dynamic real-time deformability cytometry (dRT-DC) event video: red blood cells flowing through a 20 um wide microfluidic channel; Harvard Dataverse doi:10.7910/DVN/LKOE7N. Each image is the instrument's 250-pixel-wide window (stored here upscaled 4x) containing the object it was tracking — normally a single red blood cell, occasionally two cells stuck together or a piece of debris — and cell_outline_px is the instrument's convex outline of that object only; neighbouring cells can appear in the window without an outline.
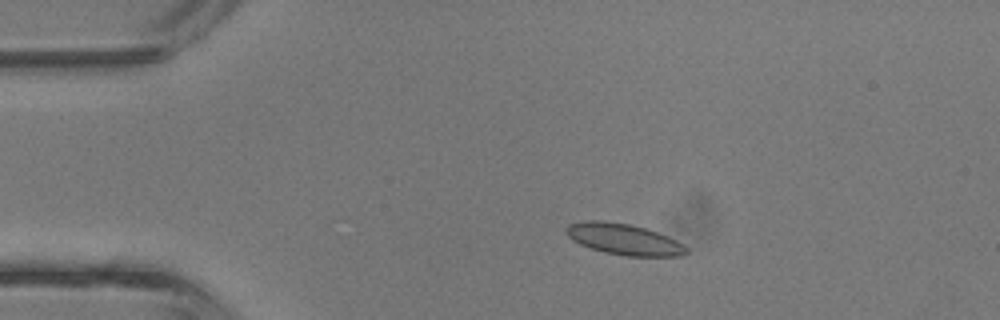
{"species": "common noctule bat (a hibernating species)", "species_latin": "Nyctalus noctula", "temperature_condition": "room temperature", "stored_images_in_passage": 42, "camera_frame_rate_fps": 3000, "um_per_image_px": 0.085, "animal": {"sex": "male", "body_mass_g": 13.3}, "frame": {"image": 1, "passage_image": 8, "time_ms": 2.333, "image_size_px": [1000, 320], "cell_outline_px": [[688, 252], [680, 256], [624, 256], [604, 252], [580, 244], [572, 240], [564, 232], [568, 224], [584, 220], [604, 220], [628, 224], [644, 228], [668, 236], [684, 244], [688, 248]], "centroid_in_image_um": [53.01, 20.33], "position_along_channel_um": 32.0, "area_um2": 21.85}}
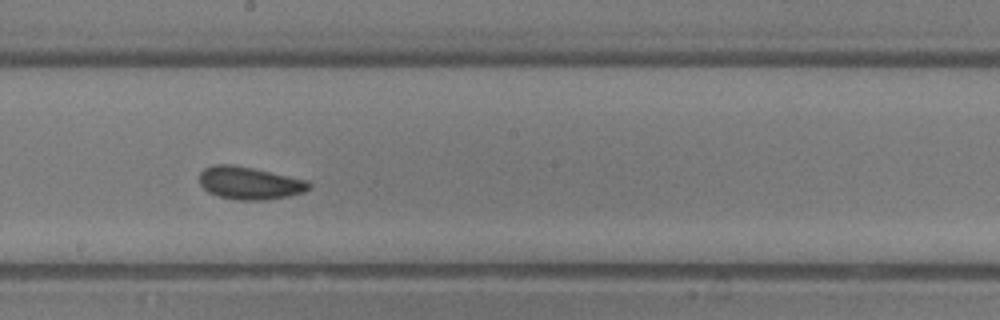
{"frame": {"image": 2, "passage_image": 23, "time_ms": 7.333, "image_size_px": [1000, 320], "cell_outline_px": [[312, 188], [304, 192], [288, 196], [264, 200], [236, 200], [220, 196], [208, 192], [200, 184], [200, 172], [204, 168], [216, 164], [228, 164], [252, 168], [308, 180], [312, 184]], "centroid_in_image_um": [21.24, 15.56], "position_along_channel_um": 227.0, "area_um2": 20.81}}
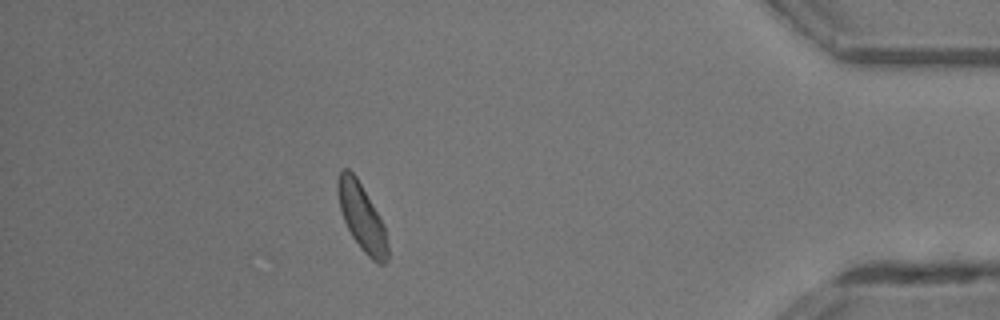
{"frame": {"image": 3, "passage_image": 37, "time_ms": 12.0, "image_size_px": [1000, 320], "cell_outline_px": [[388, 260], [384, 264], [380, 264], [372, 260], [360, 248], [352, 236], [344, 220], [340, 208], [336, 192], [336, 180], [340, 168], [348, 168], [356, 176], [384, 224], [388, 248]], "centroid_in_image_um": [30.73, 18.43], "position_along_channel_um": 404.5, "area_um2": 19.54}, "authors_computed_cell_mechanics": {"area_um2": 20.2589, "velocity_mm_per_s": 4.8677, "shape_relaxation_time_tau1_ms": 4.6441, "shape_relaxation_time_tau2_ms": 1.282, "deformation_change_tau1": 0.0902, "deformation_change_tau2": 0.0691}}